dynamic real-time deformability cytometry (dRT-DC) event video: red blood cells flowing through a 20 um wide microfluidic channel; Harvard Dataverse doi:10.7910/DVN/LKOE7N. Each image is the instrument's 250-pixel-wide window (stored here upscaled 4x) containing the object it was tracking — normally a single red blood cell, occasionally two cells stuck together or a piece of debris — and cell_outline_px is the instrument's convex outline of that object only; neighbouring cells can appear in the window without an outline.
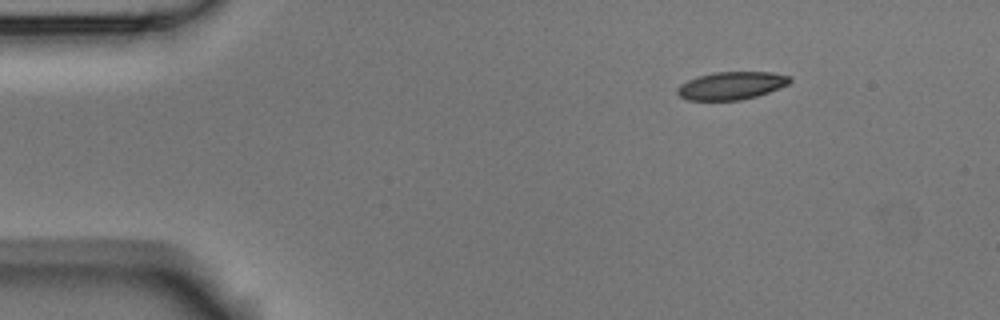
{"species": "Egyptian fruit bat (a non-hibernating species)", "species_latin": "Rousettus aegyptiacus", "temperature_condition": "room temperature", "stored_images_in_passage": 4, "camera_frame_rate_fps": 3000, "um_per_image_px": 0.085, "animal": {"sex": "male"}, "frame": {"image": 1, "passage_image": 1, "time_ms": 0.0, "image_size_px": [1000, 320], "cell_outline_px": [[792, 80], [788, 84], [780, 88], [756, 96], [740, 100], [688, 100], [680, 96], [676, 92], [676, 88], [680, 84], [696, 76], [712, 72], [772, 72], [788, 76]], "centroid_in_image_um": [62.13, 7.27], "position_along_channel_um": 22.9, "area_um2": 18.26}}
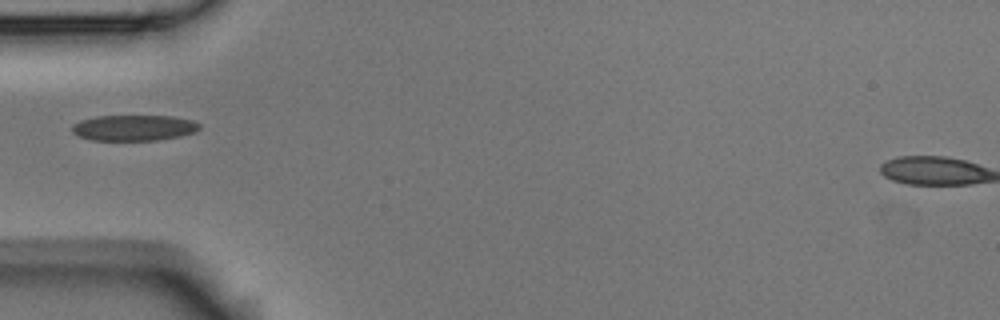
{"frame": {"image": 2, "passage_image": 4, "time_ms": 1.0, "image_size_px": [1000, 320], "cell_outline_px": [[200, 128], [196, 132], [180, 136], [156, 140], [92, 140], [80, 136], [72, 132], [72, 124], [80, 120], [96, 116], [172, 116], [192, 120], [200, 124]], "centroid_in_image_um": [11.38, 10.86], "position_along_channel_um": 73.6, "area_um2": 19.13}}